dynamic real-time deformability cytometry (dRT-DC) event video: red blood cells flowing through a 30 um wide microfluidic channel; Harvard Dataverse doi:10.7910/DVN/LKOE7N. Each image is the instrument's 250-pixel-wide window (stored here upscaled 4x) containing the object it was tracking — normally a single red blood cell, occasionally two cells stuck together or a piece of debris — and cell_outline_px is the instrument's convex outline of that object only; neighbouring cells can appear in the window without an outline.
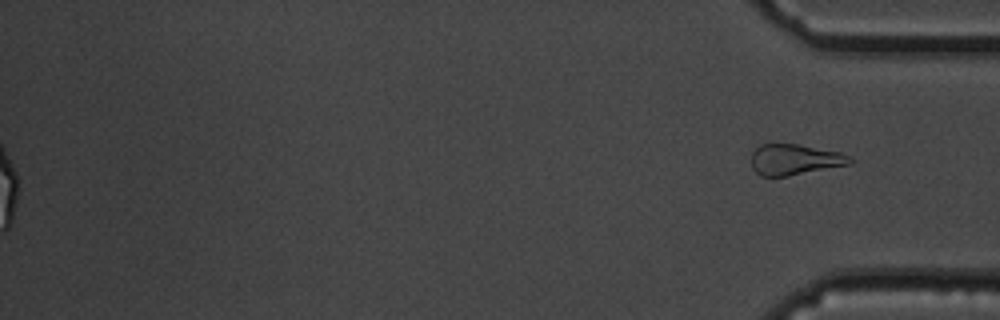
{"species": "common noctule bat (a hibernating species)", "species_latin": "Nyctalus noctula", "temperature_condition": "cold", "stored_images_in_passage": 56, "segment_of_instrument_passage": [2, 2], "camera_frame_rate_fps": 3000, "um_per_image_px": 0.085, "animal": {"sex": "male", "body_mass_g": 19.5, "forearm_length_mm": 54.6}, "frame": {"image": 1, "passage_image": 56, "time_ms": 18.333, "image_size_px": [1000, 320], "cell_outline_px": [[856, 160], [852, 164], [788, 176], [760, 176], [752, 168], [752, 152], [760, 144], [800, 144], [840, 152]], "centroid_in_image_um": [67.58, 13.56], "position_along_channel_um": 367.6, "area_um2": 17.86}}